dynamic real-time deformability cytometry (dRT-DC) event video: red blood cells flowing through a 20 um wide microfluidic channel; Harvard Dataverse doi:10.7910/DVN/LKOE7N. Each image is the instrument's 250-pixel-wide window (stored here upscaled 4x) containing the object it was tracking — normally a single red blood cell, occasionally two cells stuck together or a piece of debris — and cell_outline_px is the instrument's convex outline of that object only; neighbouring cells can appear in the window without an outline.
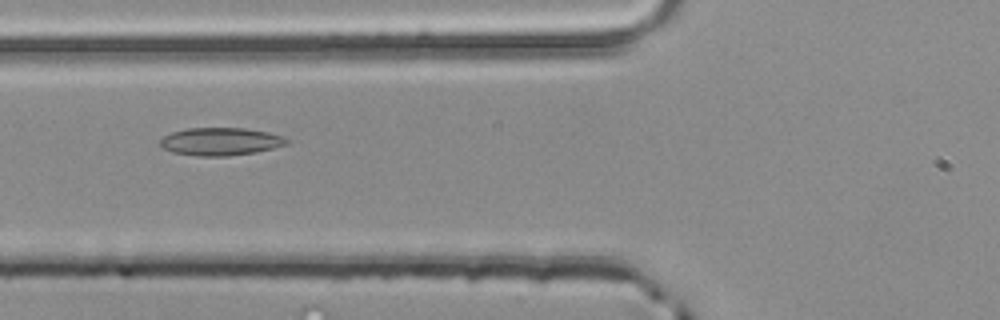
{"species": "common noctule bat (a hibernating species)", "species_latin": "Nyctalus noctula", "temperature_condition": "room temperature", "stored_images_in_passage": 2, "camera_frame_rate_fps": 3000, "um_per_image_px": 0.085, "animal": {"sex": "male", "body_mass_g": 20.4}, "frame": {"image": 1, "passage_image": 2, "time_ms": 0.333, "image_size_px": [1000, 320], "cell_outline_px": [[288, 144], [256, 152], [228, 156], [196, 156], [172, 152], [164, 148], [160, 144], [160, 140], [164, 136], [172, 132], [184, 128], [244, 128], [268, 132], [284, 136], [288, 140]], "centroid_in_image_um": [18.74, 12.03], "position_along_channel_um": 107.1, "area_um2": 20.52}}